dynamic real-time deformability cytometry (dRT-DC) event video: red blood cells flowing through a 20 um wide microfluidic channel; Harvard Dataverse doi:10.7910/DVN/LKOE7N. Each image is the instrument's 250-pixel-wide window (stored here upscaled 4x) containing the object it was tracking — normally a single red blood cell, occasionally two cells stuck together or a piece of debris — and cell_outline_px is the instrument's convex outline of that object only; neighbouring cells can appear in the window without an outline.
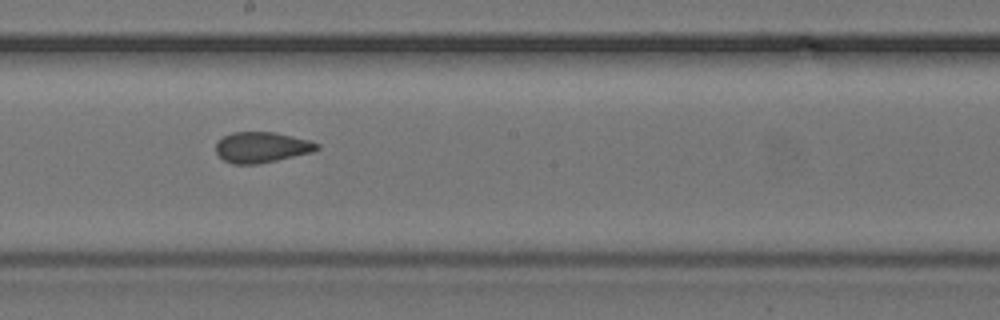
{"species": "common noctule bat (a hibernating species)", "species_latin": "Nyctalus noctula", "temperature_condition": "cold", "stored_images_in_passage": 8, "camera_frame_rate_fps": 3000, "um_per_image_px": 0.085, "animal": {"sex": "female", "body_mass_g": 24.6, "forearm_length_mm": 56.2}, "frame": {"image": 1, "passage_image": 8, "time_ms": 2.333, "image_size_px": [1000, 320], "cell_outline_px": [[320, 148], [312, 152], [276, 160], [256, 164], [232, 164], [224, 160], [216, 152], [216, 144], [224, 136], [232, 132], [276, 132], [308, 140], [320, 144]], "centroid_in_image_um": [22.25, 12.51], "position_along_channel_um": 226.0, "area_um2": 17.92}}